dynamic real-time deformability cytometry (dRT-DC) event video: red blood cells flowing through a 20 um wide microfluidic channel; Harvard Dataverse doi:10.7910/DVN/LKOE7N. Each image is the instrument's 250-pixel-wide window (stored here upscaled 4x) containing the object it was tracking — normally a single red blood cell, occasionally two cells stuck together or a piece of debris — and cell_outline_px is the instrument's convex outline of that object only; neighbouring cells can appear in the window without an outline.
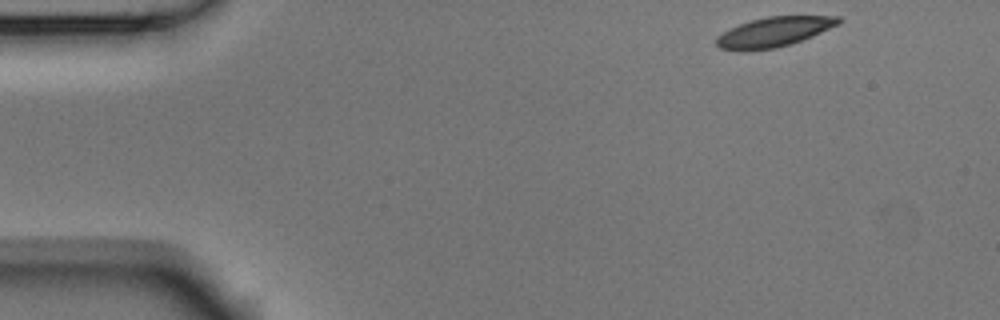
{"species": "Egyptian fruit bat (a non-hibernating species)", "species_latin": "Rousettus aegyptiacus", "temperature_condition": "room temperature", "stored_images_in_passage": 49, "camera_frame_rate_fps": 3000, "um_per_image_px": 0.085, "animal": {"sex": "male"}, "frame": {"image": 1, "passage_image": 1, "time_ms": 0.0, "image_size_px": [1000, 320], "cell_outline_px": [[844, 20], [840, 24], [812, 36], [792, 44], [776, 48], [744, 52], [740, 52], [720, 48], [716, 44], [716, 36], [728, 28], [752, 20], [768, 16], [840, 16]], "centroid_in_image_um": [65.77, 2.73], "position_along_channel_um": 19.2, "area_um2": 21.56}}
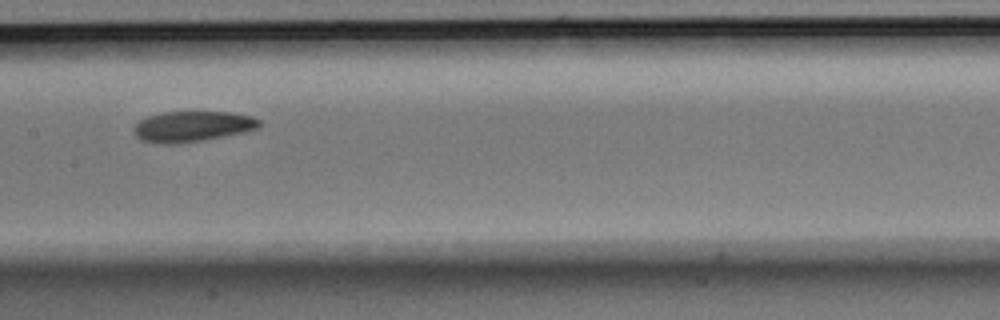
{"frame": {"image": 2, "passage_image": 22, "time_ms": 7.0, "image_size_px": [1000, 320], "cell_outline_px": [[260, 124], [256, 128], [240, 132], [204, 140], [180, 144], [160, 144], [140, 140], [136, 136], [136, 124], [140, 120], [148, 116], [164, 112], [232, 112], [252, 116], [260, 120]], "centroid_in_image_um": [16.33, 10.75], "position_along_channel_um": 191.1, "area_um2": 22.14}}
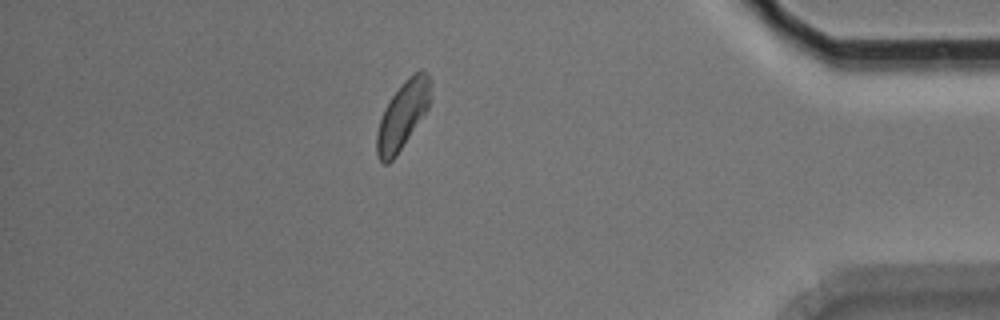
{"frame": {"image": 3, "passage_image": 42, "time_ms": 13.667, "image_size_px": [1000, 320], "cell_outline_px": [[432, 80], [428, 108], [396, 156], [388, 164], [384, 164], [376, 156], [376, 132], [384, 108], [388, 100], [404, 80], [408, 76], [420, 68], [428, 72]], "centroid_in_image_um": [34.22, 9.74], "position_along_channel_um": 401.0, "area_um2": 21.39}, "authors_computed_cell_mechanics": {"area_um2": 22.1374, "velocity_mm_per_s": 3.7351, "shape_relaxation_time_tau1_ms": 3.8715, "shape_relaxation_time_tau2_ms": null, "deformation_change_tau1": 0.0928, "deformation_change_tau2": null}}